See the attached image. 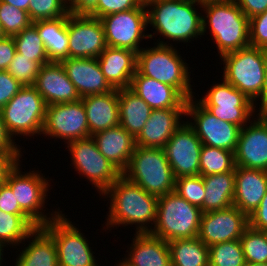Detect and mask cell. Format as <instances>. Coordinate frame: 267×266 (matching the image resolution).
Masks as SVG:
<instances>
[{"mask_svg":"<svg viewBox=\"0 0 267 266\" xmlns=\"http://www.w3.org/2000/svg\"><path fill=\"white\" fill-rule=\"evenodd\" d=\"M239 240L247 264L267 262V231L248 226Z\"/></svg>","mask_w":267,"mask_h":266,"instance_id":"cell-38","label":"cell"},{"mask_svg":"<svg viewBox=\"0 0 267 266\" xmlns=\"http://www.w3.org/2000/svg\"><path fill=\"white\" fill-rule=\"evenodd\" d=\"M5 35L3 33V28H2V25H1V22H0V38H3Z\"/></svg>","mask_w":267,"mask_h":266,"instance_id":"cell-58","label":"cell"},{"mask_svg":"<svg viewBox=\"0 0 267 266\" xmlns=\"http://www.w3.org/2000/svg\"><path fill=\"white\" fill-rule=\"evenodd\" d=\"M61 64L80 98L114 90L102 73L97 58H67Z\"/></svg>","mask_w":267,"mask_h":266,"instance_id":"cell-20","label":"cell"},{"mask_svg":"<svg viewBox=\"0 0 267 266\" xmlns=\"http://www.w3.org/2000/svg\"><path fill=\"white\" fill-rule=\"evenodd\" d=\"M67 29L69 58H98L107 47L100 18L69 14Z\"/></svg>","mask_w":267,"mask_h":266,"instance_id":"cell-17","label":"cell"},{"mask_svg":"<svg viewBox=\"0 0 267 266\" xmlns=\"http://www.w3.org/2000/svg\"><path fill=\"white\" fill-rule=\"evenodd\" d=\"M22 154H1L0 153V186L6 181L8 172L21 161Z\"/></svg>","mask_w":267,"mask_h":266,"instance_id":"cell-52","label":"cell"},{"mask_svg":"<svg viewBox=\"0 0 267 266\" xmlns=\"http://www.w3.org/2000/svg\"><path fill=\"white\" fill-rule=\"evenodd\" d=\"M235 165L267 171V114H258L240 129Z\"/></svg>","mask_w":267,"mask_h":266,"instance_id":"cell-19","label":"cell"},{"mask_svg":"<svg viewBox=\"0 0 267 266\" xmlns=\"http://www.w3.org/2000/svg\"><path fill=\"white\" fill-rule=\"evenodd\" d=\"M267 191V171L235 167L233 206L247 216L260 205Z\"/></svg>","mask_w":267,"mask_h":266,"instance_id":"cell-24","label":"cell"},{"mask_svg":"<svg viewBox=\"0 0 267 266\" xmlns=\"http://www.w3.org/2000/svg\"><path fill=\"white\" fill-rule=\"evenodd\" d=\"M235 167L234 152L202 145L200 151V175L202 177L233 171Z\"/></svg>","mask_w":267,"mask_h":266,"instance_id":"cell-35","label":"cell"},{"mask_svg":"<svg viewBox=\"0 0 267 266\" xmlns=\"http://www.w3.org/2000/svg\"><path fill=\"white\" fill-rule=\"evenodd\" d=\"M202 211L175 191L158 197L156 221L149 232L166 242L198 237Z\"/></svg>","mask_w":267,"mask_h":266,"instance_id":"cell-5","label":"cell"},{"mask_svg":"<svg viewBox=\"0 0 267 266\" xmlns=\"http://www.w3.org/2000/svg\"><path fill=\"white\" fill-rule=\"evenodd\" d=\"M205 199L202 213L222 210L233 206L235 192V169L225 173L203 177Z\"/></svg>","mask_w":267,"mask_h":266,"instance_id":"cell-32","label":"cell"},{"mask_svg":"<svg viewBox=\"0 0 267 266\" xmlns=\"http://www.w3.org/2000/svg\"><path fill=\"white\" fill-rule=\"evenodd\" d=\"M248 220L251 228L267 231V191L260 205L248 216Z\"/></svg>","mask_w":267,"mask_h":266,"instance_id":"cell-48","label":"cell"},{"mask_svg":"<svg viewBox=\"0 0 267 266\" xmlns=\"http://www.w3.org/2000/svg\"><path fill=\"white\" fill-rule=\"evenodd\" d=\"M98 0H70L69 13L73 15H89L96 7Z\"/></svg>","mask_w":267,"mask_h":266,"instance_id":"cell-51","label":"cell"},{"mask_svg":"<svg viewBox=\"0 0 267 266\" xmlns=\"http://www.w3.org/2000/svg\"><path fill=\"white\" fill-rule=\"evenodd\" d=\"M120 262L118 261L117 264H114V266H130L129 264H127L123 259H119Z\"/></svg>","mask_w":267,"mask_h":266,"instance_id":"cell-56","label":"cell"},{"mask_svg":"<svg viewBox=\"0 0 267 266\" xmlns=\"http://www.w3.org/2000/svg\"><path fill=\"white\" fill-rule=\"evenodd\" d=\"M223 79L255 102L265 79L267 50L248 46L221 56Z\"/></svg>","mask_w":267,"mask_h":266,"instance_id":"cell-7","label":"cell"},{"mask_svg":"<svg viewBox=\"0 0 267 266\" xmlns=\"http://www.w3.org/2000/svg\"><path fill=\"white\" fill-rule=\"evenodd\" d=\"M0 22L5 36L13 37L32 24L27 11L0 2Z\"/></svg>","mask_w":267,"mask_h":266,"instance_id":"cell-39","label":"cell"},{"mask_svg":"<svg viewBox=\"0 0 267 266\" xmlns=\"http://www.w3.org/2000/svg\"><path fill=\"white\" fill-rule=\"evenodd\" d=\"M39 226L27 214H10L0 210V242L14 249ZM8 245V246H7Z\"/></svg>","mask_w":267,"mask_h":266,"instance_id":"cell-34","label":"cell"},{"mask_svg":"<svg viewBox=\"0 0 267 266\" xmlns=\"http://www.w3.org/2000/svg\"><path fill=\"white\" fill-rule=\"evenodd\" d=\"M186 109H152L147 123L135 138L142 147L164 148L175 131L185 122Z\"/></svg>","mask_w":267,"mask_h":266,"instance_id":"cell-22","label":"cell"},{"mask_svg":"<svg viewBox=\"0 0 267 266\" xmlns=\"http://www.w3.org/2000/svg\"><path fill=\"white\" fill-rule=\"evenodd\" d=\"M24 242L29 244L16 255L15 266H58L56 244L42 227L36 228Z\"/></svg>","mask_w":267,"mask_h":266,"instance_id":"cell-29","label":"cell"},{"mask_svg":"<svg viewBox=\"0 0 267 266\" xmlns=\"http://www.w3.org/2000/svg\"><path fill=\"white\" fill-rule=\"evenodd\" d=\"M129 89L152 109H186L187 99L175 87L143 76L137 70Z\"/></svg>","mask_w":267,"mask_h":266,"instance_id":"cell-23","label":"cell"},{"mask_svg":"<svg viewBox=\"0 0 267 266\" xmlns=\"http://www.w3.org/2000/svg\"><path fill=\"white\" fill-rule=\"evenodd\" d=\"M246 266H267V262L266 263H252V264H247Z\"/></svg>","mask_w":267,"mask_h":266,"instance_id":"cell-57","label":"cell"},{"mask_svg":"<svg viewBox=\"0 0 267 266\" xmlns=\"http://www.w3.org/2000/svg\"><path fill=\"white\" fill-rule=\"evenodd\" d=\"M248 226V216L235 206L204 212L200 219L198 238L210 247L240 239Z\"/></svg>","mask_w":267,"mask_h":266,"instance_id":"cell-18","label":"cell"},{"mask_svg":"<svg viewBox=\"0 0 267 266\" xmlns=\"http://www.w3.org/2000/svg\"><path fill=\"white\" fill-rule=\"evenodd\" d=\"M20 163L21 161L17 162L8 172L5 183L11 188L20 208L39 227H42L62 211L56 208L54 212H49L51 213L49 215L45 213V204L48 202L46 199H49L47 194L50 193V180L41 173V170L22 172Z\"/></svg>","mask_w":267,"mask_h":266,"instance_id":"cell-8","label":"cell"},{"mask_svg":"<svg viewBox=\"0 0 267 266\" xmlns=\"http://www.w3.org/2000/svg\"><path fill=\"white\" fill-rule=\"evenodd\" d=\"M122 258L130 266H172L168 242L149 233H135Z\"/></svg>","mask_w":267,"mask_h":266,"instance_id":"cell-26","label":"cell"},{"mask_svg":"<svg viewBox=\"0 0 267 266\" xmlns=\"http://www.w3.org/2000/svg\"><path fill=\"white\" fill-rule=\"evenodd\" d=\"M16 53L13 37L0 38V71L7 70Z\"/></svg>","mask_w":267,"mask_h":266,"instance_id":"cell-49","label":"cell"},{"mask_svg":"<svg viewBox=\"0 0 267 266\" xmlns=\"http://www.w3.org/2000/svg\"><path fill=\"white\" fill-rule=\"evenodd\" d=\"M145 0H98L97 7L89 14L101 18L110 14L141 7Z\"/></svg>","mask_w":267,"mask_h":266,"instance_id":"cell-43","label":"cell"},{"mask_svg":"<svg viewBox=\"0 0 267 266\" xmlns=\"http://www.w3.org/2000/svg\"><path fill=\"white\" fill-rule=\"evenodd\" d=\"M41 65L16 52L7 72L23 86H34Z\"/></svg>","mask_w":267,"mask_h":266,"instance_id":"cell-42","label":"cell"},{"mask_svg":"<svg viewBox=\"0 0 267 266\" xmlns=\"http://www.w3.org/2000/svg\"><path fill=\"white\" fill-rule=\"evenodd\" d=\"M100 153L123 173L129 165L136 147L135 138L122 126L100 131L92 135Z\"/></svg>","mask_w":267,"mask_h":266,"instance_id":"cell-27","label":"cell"},{"mask_svg":"<svg viewBox=\"0 0 267 266\" xmlns=\"http://www.w3.org/2000/svg\"><path fill=\"white\" fill-rule=\"evenodd\" d=\"M34 87L47 105L76 102L81 99L61 62H49L42 65Z\"/></svg>","mask_w":267,"mask_h":266,"instance_id":"cell-21","label":"cell"},{"mask_svg":"<svg viewBox=\"0 0 267 266\" xmlns=\"http://www.w3.org/2000/svg\"><path fill=\"white\" fill-rule=\"evenodd\" d=\"M97 60L106 80L114 89L130 87L136 72V52L107 46Z\"/></svg>","mask_w":267,"mask_h":266,"instance_id":"cell-25","label":"cell"},{"mask_svg":"<svg viewBox=\"0 0 267 266\" xmlns=\"http://www.w3.org/2000/svg\"><path fill=\"white\" fill-rule=\"evenodd\" d=\"M0 210L10 214H26L20 208L15 195L6 183L0 186Z\"/></svg>","mask_w":267,"mask_h":266,"instance_id":"cell-46","label":"cell"},{"mask_svg":"<svg viewBox=\"0 0 267 266\" xmlns=\"http://www.w3.org/2000/svg\"><path fill=\"white\" fill-rule=\"evenodd\" d=\"M209 266H246L239 239L217 243L209 247Z\"/></svg>","mask_w":267,"mask_h":266,"instance_id":"cell-37","label":"cell"},{"mask_svg":"<svg viewBox=\"0 0 267 266\" xmlns=\"http://www.w3.org/2000/svg\"><path fill=\"white\" fill-rule=\"evenodd\" d=\"M194 98L187 100L186 117L190 118L186 120L202 144L235 152L241 128L231 122L218 119L197 98Z\"/></svg>","mask_w":267,"mask_h":266,"instance_id":"cell-14","label":"cell"},{"mask_svg":"<svg viewBox=\"0 0 267 266\" xmlns=\"http://www.w3.org/2000/svg\"><path fill=\"white\" fill-rule=\"evenodd\" d=\"M201 12L202 35L209 29L219 58L250 46L249 18L233 0L202 1Z\"/></svg>","mask_w":267,"mask_h":266,"instance_id":"cell-3","label":"cell"},{"mask_svg":"<svg viewBox=\"0 0 267 266\" xmlns=\"http://www.w3.org/2000/svg\"><path fill=\"white\" fill-rule=\"evenodd\" d=\"M202 142L185 121L163 148L175 178L200 175Z\"/></svg>","mask_w":267,"mask_h":266,"instance_id":"cell-16","label":"cell"},{"mask_svg":"<svg viewBox=\"0 0 267 266\" xmlns=\"http://www.w3.org/2000/svg\"><path fill=\"white\" fill-rule=\"evenodd\" d=\"M175 192L192 205L201 208L205 199L203 177L197 175L176 178Z\"/></svg>","mask_w":267,"mask_h":266,"instance_id":"cell-41","label":"cell"},{"mask_svg":"<svg viewBox=\"0 0 267 266\" xmlns=\"http://www.w3.org/2000/svg\"><path fill=\"white\" fill-rule=\"evenodd\" d=\"M172 266H209V247L198 237L168 242Z\"/></svg>","mask_w":267,"mask_h":266,"instance_id":"cell-33","label":"cell"},{"mask_svg":"<svg viewBox=\"0 0 267 266\" xmlns=\"http://www.w3.org/2000/svg\"><path fill=\"white\" fill-rule=\"evenodd\" d=\"M110 203L105 229L135 225V233H149L156 221L158 197L121 175L102 195ZM109 228V229H108Z\"/></svg>","mask_w":267,"mask_h":266,"instance_id":"cell-2","label":"cell"},{"mask_svg":"<svg viewBox=\"0 0 267 266\" xmlns=\"http://www.w3.org/2000/svg\"><path fill=\"white\" fill-rule=\"evenodd\" d=\"M4 247H6V246H5L2 242H0V266L3 265L2 262L4 261V260H3V259H4V258H3V257H4V255H3L4 253H3V252H4V249H5ZM1 264H2V265H1Z\"/></svg>","mask_w":267,"mask_h":266,"instance_id":"cell-55","label":"cell"},{"mask_svg":"<svg viewBox=\"0 0 267 266\" xmlns=\"http://www.w3.org/2000/svg\"><path fill=\"white\" fill-rule=\"evenodd\" d=\"M23 87L6 70L0 71V110L8 103Z\"/></svg>","mask_w":267,"mask_h":266,"instance_id":"cell-45","label":"cell"},{"mask_svg":"<svg viewBox=\"0 0 267 266\" xmlns=\"http://www.w3.org/2000/svg\"><path fill=\"white\" fill-rule=\"evenodd\" d=\"M43 41L49 62H61L69 58L67 17L32 22Z\"/></svg>","mask_w":267,"mask_h":266,"instance_id":"cell-30","label":"cell"},{"mask_svg":"<svg viewBox=\"0 0 267 266\" xmlns=\"http://www.w3.org/2000/svg\"><path fill=\"white\" fill-rule=\"evenodd\" d=\"M108 47L129 49L138 53L142 40L149 39L146 4L100 18ZM147 34H146V33Z\"/></svg>","mask_w":267,"mask_h":266,"instance_id":"cell-13","label":"cell"},{"mask_svg":"<svg viewBox=\"0 0 267 266\" xmlns=\"http://www.w3.org/2000/svg\"><path fill=\"white\" fill-rule=\"evenodd\" d=\"M42 134L66 144L90 137L82 100L47 105Z\"/></svg>","mask_w":267,"mask_h":266,"instance_id":"cell-15","label":"cell"},{"mask_svg":"<svg viewBox=\"0 0 267 266\" xmlns=\"http://www.w3.org/2000/svg\"><path fill=\"white\" fill-rule=\"evenodd\" d=\"M66 217L61 212L42 226L56 244L58 266H100L88 238Z\"/></svg>","mask_w":267,"mask_h":266,"instance_id":"cell-10","label":"cell"},{"mask_svg":"<svg viewBox=\"0 0 267 266\" xmlns=\"http://www.w3.org/2000/svg\"><path fill=\"white\" fill-rule=\"evenodd\" d=\"M0 2H4L10 5H13L14 7L27 11L29 14V3L30 0H0Z\"/></svg>","mask_w":267,"mask_h":266,"instance_id":"cell-54","label":"cell"},{"mask_svg":"<svg viewBox=\"0 0 267 266\" xmlns=\"http://www.w3.org/2000/svg\"><path fill=\"white\" fill-rule=\"evenodd\" d=\"M89 125L90 137L119 125L118 89L81 98Z\"/></svg>","mask_w":267,"mask_h":266,"instance_id":"cell-28","label":"cell"},{"mask_svg":"<svg viewBox=\"0 0 267 266\" xmlns=\"http://www.w3.org/2000/svg\"><path fill=\"white\" fill-rule=\"evenodd\" d=\"M221 81L213 83L197 100L218 119L243 128L258 115L254 102L224 79Z\"/></svg>","mask_w":267,"mask_h":266,"instance_id":"cell-12","label":"cell"},{"mask_svg":"<svg viewBox=\"0 0 267 266\" xmlns=\"http://www.w3.org/2000/svg\"><path fill=\"white\" fill-rule=\"evenodd\" d=\"M47 104L34 86H23L1 109L10 136L39 137L42 135ZM38 134V135H37ZM17 136V137H16ZM16 137V139H15Z\"/></svg>","mask_w":267,"mask_h":266,"instance_id":"cell-9","label":"cell"},{"mask_svg":"<svg viewBox=\"0 0 267 266\" xmlns=\"http://www.w3.org/2000/svg\"><path fill=\"white\" fill-rule=\"evenodd\" d=\"M148 47L137 53L136 70L143 76L175 87L187 100L195 97L190 84L191 69L175 49L177 46L155 43L154 47Z\"/></svg>","mask_w":267,"mask_h":266,"instance_id":"cell-4","label":"cell"},{"mask_svg":"<svg viewBox=\"0 0 267 266\" xmlns=\"http://www.w3.org/2000/svg\"><path fill=\"white\" fill-rule=\"evenodd\" d=\"M250 19L267 10V0H233Z\"/></svg>","mask_w":267,"mask_h":266,"instance_id":"cell-50","label":"cell"},{"mask_svg":"<svg viewBox=\"0 0 267 266\" xmlns=\"http://www.w3.org/2000/svg\"><path fill=\"white\" fill-rule=\"evenodd\" d=\"M119 125L136 138L147 123L152 108L129 88L118 89Z\"/></svg>","mask_w":267,"mask_h":266,"instance_id":"cell-31","label":"cell"},{"mask_svg":"<svg viewBox=\"0 0 267 266\" xmlns=\"http://www.w3.org/2000/svg\"><path fill=\"white\" fill-rule=\"evenodd\" d=\"M260 101L259 108L257 110V114H267V62H266V69H265V79H264V86L261 92L260 97L254 102V106L258 104L257 101ZM259 112V113H258Z\"/></svg>","mask_w":267,"mask_h":266,"instance_id":"cell-53","label":"cell"},{"mask_svg":"<svg viewBox=\"0 0 267 266\" xmlns=\"http://www.w3.org/2000/svg\"><path fill=\"white\" fill-rule=\"evenodd\" d=\"M20 145L8 133L0 110V153L1 154H23Z\"/></svg>","mask_w":267,"mask_h":266,"instance_id":"cell-47","label":"cell"},{"mask_svg":"<svg viewBox=\"0 0 267 266\" xmlns=\"http://www.w3.org/2000/svg\"><path fill=\"white\" fill-rule=\"evenodd\" d=\"M122 175L157 197L175 191L176 178L163 148L136 145Z\"/></svg>","mask_w":267,"mask_h":266,"instance_id":"cell-6","label":"cell"},{"mask_svg":"<svg viewBox=\"0 0 267 266\" xmlns=\"http://www.w3.org/2000/svg\"><path fill=\"white\" fill-rule=\"evenodd\" d=\"M67 0H30L29 17L32 22L69 15Z\"/></svg>","mask_w":267,"mask_h":266,"instance_id":"cell-40","label":"cell"},{"mask_svg":"<svg viewBox=\"0 0 267 266\" xmlns=\"http://www.w3.org/2000/svg\"><path fill=\"white\" fill-rule=\"evenodd\" d=\"M71 155V166L78 175L88 179L101 196L122 173L99 151L91 137L74 140L66 147Z\"/></svg>","mask_w":267,"mask_h":266,"instance_id":"cell-11","label":"cell"},{"mask_svg":"<svg viewBox=\"0 0 267 266\" xmlns=\"http://www.w3.org/2000/svg\"><path fill=\"white\" fill-rule=\"evenodd\" d=\"M250 46L267 50V10L249 19Z\"/></svg>","mask_w":267,"mask_h":266,"instance_id":"cell-44","label":"cell"},{"mask_svg":"<svg viewBox=\"0 0 267 266\" xmlns=\"http://www.w3.org/2000/svg\"><path fill=\"white\" fill-rule=\"evenodd\" d=\"M145 4L148 24L155 29L152 34L148 33L150 40L156 35L163 37L154 43L173 45L169 43L173 41L185 44L203 36L202 13L199 11L202 0H145Z\"/></svg>","mask_w":267,"mask_h":266,"instance_id":"cell-1","label":"cell"},{"mask_svg":"<svg viewBox=\"0 0 267 266\" xmlns=\"http://www.w3.org/2000/svg\"><path fill=\"white\" fill-rule=\"evenodd\" d=\"M13 39L16 45V52L32 61L38 62L41 66L49 63L43 41L33 24L13 36Z\"/></svg>","mask_w":267,"mask_h":266,"instance_id":"cell-36","label":"cell"}]
</instances>
